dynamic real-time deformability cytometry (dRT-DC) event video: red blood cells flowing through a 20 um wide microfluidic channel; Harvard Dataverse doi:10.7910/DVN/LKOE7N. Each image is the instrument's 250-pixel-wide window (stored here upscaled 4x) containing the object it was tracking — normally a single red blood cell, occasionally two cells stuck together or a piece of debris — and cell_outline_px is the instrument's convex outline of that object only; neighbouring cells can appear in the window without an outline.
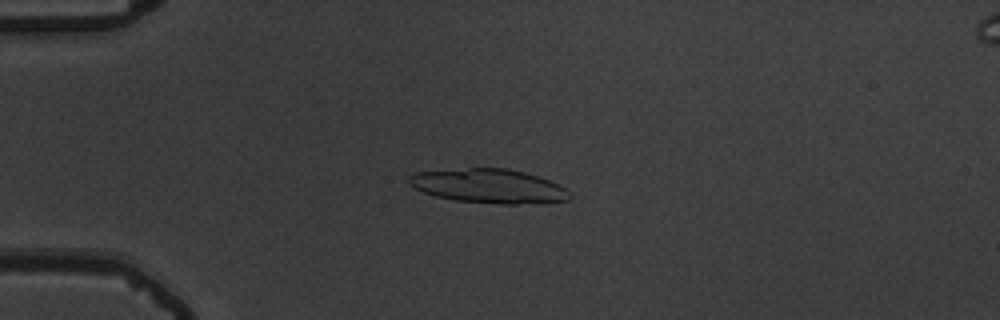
{"species": "common noctule bat (a hibernating species)", "species_latin": "Nyctalus noctula", "temperature_condition": "warm", "stored_images_in_passage": 42, "camera_frame_rate_fps": 3000, "um_per_image_px": 0.085, "animal": {"sex": "male", "body_mass_g": 19.5, "forearm_length_mm": 54.6}, "frame": {"image": 1, "passage_image": 1, "time_ms": 0.0, "image_size_px": [1000, 320], "cell_outline_px": [[572, 196], [568, 200], [516, 204], [500, 204], [456, 200], [436, 196], [424, 192], [408, 184], [408, 176], [412, 172], [468, 168], [508, 168], [524, 172], [560, 184]], "centroid_in_image_um": [41.51, 15.8], "position_along_channel_um": 43.5, "area_um2": 31.79}}